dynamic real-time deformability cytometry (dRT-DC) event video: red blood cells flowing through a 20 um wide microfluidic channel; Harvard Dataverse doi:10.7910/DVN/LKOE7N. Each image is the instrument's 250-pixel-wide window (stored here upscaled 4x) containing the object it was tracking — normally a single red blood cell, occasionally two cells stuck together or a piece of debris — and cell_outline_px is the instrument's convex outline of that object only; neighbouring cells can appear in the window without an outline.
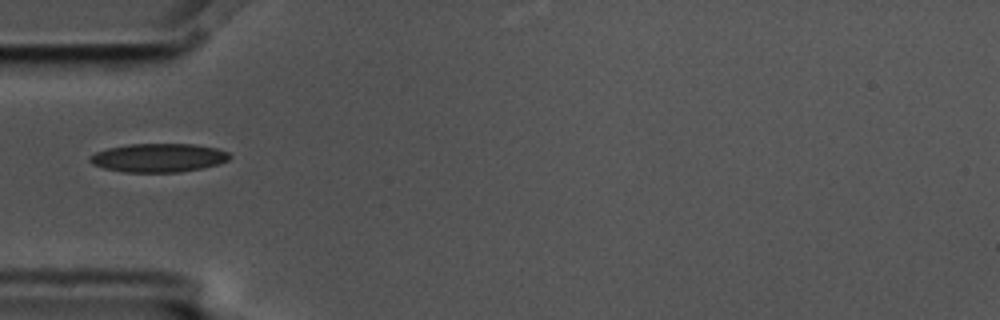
{"species": "common noctule bat (a hibernating species)", "species_latin": "Nyctalus noctula", "temperature_condition": "cold", "stored_images_in_passage": 1, "camera_frame_rate_fps": 3000, "um_per_image_px": 0.085, "animal": {"sex": "male", "body_mass_g": 17.5, "forearm_length_mm": 52.3}, "frame": {"image": 1, "passage_image": 1, "time_ms": 0.0, "image_size_px": [1000, 320], "cell_outline_px": [[232, 156], [228, 160], [220, 164], [180, 172], [124, 172], [104, 168], [92, 164], [88, 160], [88, 156], [96, 152], [108, 148], [128, 144], [192, 144], [216, 148], [228, 152]], "centroid_in_image_um": [13.46, 13.41], "position_along_channel_um": 71.5, "area_um2": 23.35}}